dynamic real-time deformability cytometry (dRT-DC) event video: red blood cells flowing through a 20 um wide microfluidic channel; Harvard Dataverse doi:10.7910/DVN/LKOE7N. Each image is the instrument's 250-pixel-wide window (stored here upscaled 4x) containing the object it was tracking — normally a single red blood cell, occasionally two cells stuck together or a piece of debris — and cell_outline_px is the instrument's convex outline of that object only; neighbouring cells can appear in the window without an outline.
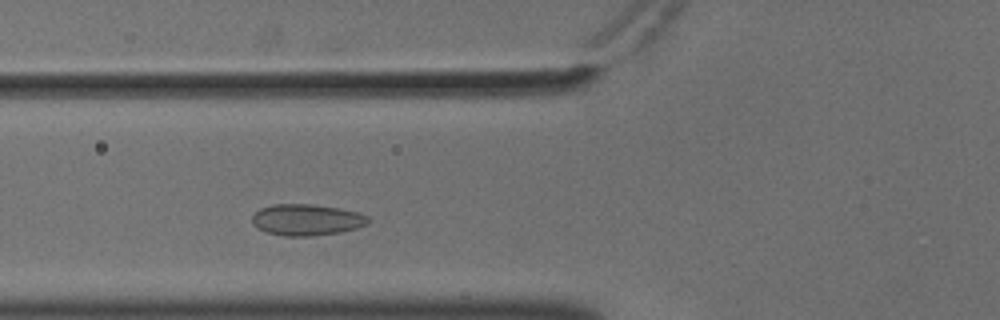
{"species": "common noctule bat (a hibernating species)", "species_latin": "Nyctalus noctula", "temperature_condition": "cold", "stored_images_in_passage": 31, "camera_frame_rate_fps": 3000, "um_per_image_px": 0.085, "animal": {"sex": "male", "body_mass_g": 18.8}, "frame": {"image": 1, "passage_image": 3, "time_ms": 0.667, "image_size_px": [1000, 320], "cell_outline_px": [[372, 220], [368, 224], [356, 228], [340, 232], [312, 236], [284, 236], [268, 232], [252, 224], [252, 216], [260, 208], [272, 204], [312, 204], [340, 208], [356, 212], [368, 216]], "centroid_in_image_um": [26.09, 18.67], "position_along_channel_um": 99.7, "area_um2": 21.21}}
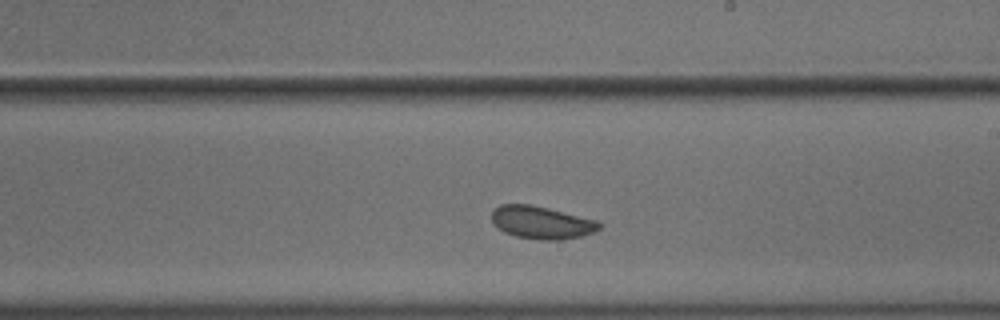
{"frame": {"image": 2, "passage_image": 15, "time_ms": 4.667, "image_size_px": [1000, 320], "cell_outline_px": [[604, 224], [596, 232], [580, 236], [556, 240], [540, 240], [516, 236], [504, 232], [496, 228], [492, 224], [492, 212], [500, 204], [532, 204], [596, 220]], "centroid_in_image_um": [46.02, 18.91], "position_along_channel_um": 243.0, "area_um2": 20.58}}
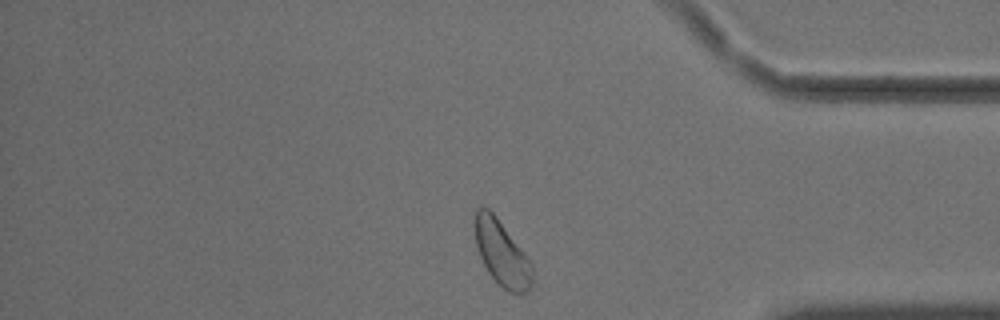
{"frame": {"image": 3, "passage_image": 29, "time_ms": 9.333, "image_size_px": [1000, 320], "cell_outline_px": [[532, 280], [528, 288], [524, 292], [508, 292], [488, 272], [480, 256], [476, 244], [472, 224], [472, 216], [476, 208], [488, 208], [496, 216], [528, 256], [532, 264]], "centroid_in_image_um": [42.6, 21.44], "position_along_channel_um": 392.6, "area_um2": 21.85}, "authors_computed_cell_mechanics": {"area_um2": 20.7502, "velocity_mm_per_s": 3.5754, "shape_relaxation_time_tau1_ms": null, "shape_relaxation_time_tau2_ms": 1.583, "deformation_change_tau1": null, "deformation_change_tau2": 0.0424}}